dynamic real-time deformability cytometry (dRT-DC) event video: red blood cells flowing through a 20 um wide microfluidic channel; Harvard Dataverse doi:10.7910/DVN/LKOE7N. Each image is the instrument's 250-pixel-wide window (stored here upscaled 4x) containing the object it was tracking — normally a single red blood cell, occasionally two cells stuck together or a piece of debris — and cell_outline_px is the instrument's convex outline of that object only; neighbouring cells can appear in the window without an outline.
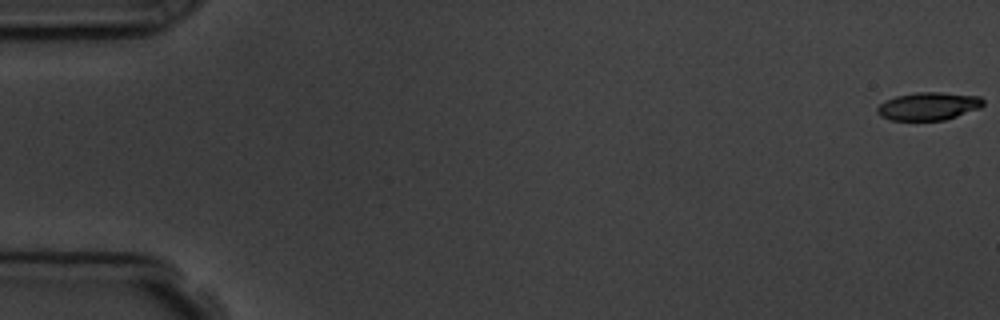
{"species": "common noctule bat (a hibernating species)", "species_latin": "Nyctalus noctula", "temperature_condition": "room temperature", "stored_images_in_passage": 5, "camera_frame_rate_fps": 3000, "um_per_image_px": 0.085, "animal": {"sex": "male", "body_mass_g": 19.5, "forearm_length_mm": 54.6}, "frame": {"image": 1, "passage_image": 1, "time_ms": 0.0, "image_size_px": [1000, 320], "cell_outline_px": [[984, 104], [980, 108], [944, 120], [892, 120], [880, 116], [876, 112], [876, 108], [880, 104], [896, 96], [916, 92], [940, 92], [980, 96], [984, 100]], "centroid_in_image_um": [78.93, 9.02], "position_along_channel_um": 6.1, "area_um2": 17.17}}
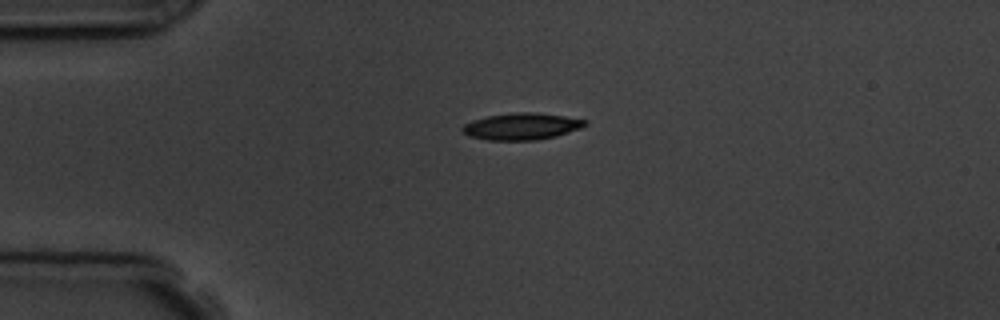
{"frame": {"image": 2, "passage_image": 4, "time_ms": 4.333, "image_size_px": [1000, 320], "cell_outline_px": [[588, 124], [580, 128], [556, 136], [536, 140], [488, 140], [468, 136], [460, 132], [460, 128], [464, 124], [472, 120], [488, 116], [512, 112], [536, 112], [564, 116], [588, 120]], "centroid_in_image_um": [44.3, 10.74], "position_along_channel_um": 40.7, "area_um2": 19.31}}